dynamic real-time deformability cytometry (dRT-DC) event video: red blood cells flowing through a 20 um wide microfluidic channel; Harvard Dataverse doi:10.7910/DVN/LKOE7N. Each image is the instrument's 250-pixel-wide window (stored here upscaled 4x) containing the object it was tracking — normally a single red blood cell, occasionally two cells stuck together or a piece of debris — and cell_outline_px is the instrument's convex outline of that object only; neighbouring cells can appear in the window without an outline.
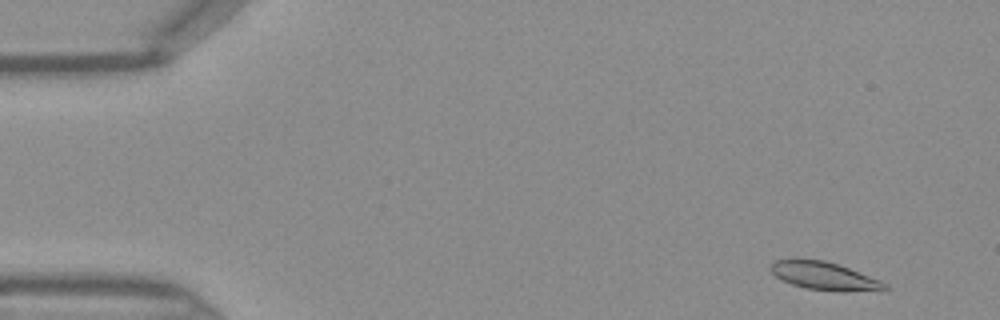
{"species": "Egyptian fruit bat (a non-hibernating species)", "species_latin": "Rousettus aegyptiacus", "temperature_condition": "warm", "stored_images_in_passage": 10, "camera_frame_rate_fps": 3000, "um_per_image_px": 0.085, "frame": {"image": 1, "passage_image": 2, "time_ms": 0.333, "image_size_px": [1000, 320], "cell_outline_px": [[888, 288], [884, 292], [840, 292], [808, 288], [792, 284], [776, 276], [768, 268], [772, 260], [824, 260], [848, 268], [880, 280], [888, 284]], "centroid_in_image_um": [70.16, 23.5], "position_along_channel_um": 14.8, "area_um2": 18.67}}